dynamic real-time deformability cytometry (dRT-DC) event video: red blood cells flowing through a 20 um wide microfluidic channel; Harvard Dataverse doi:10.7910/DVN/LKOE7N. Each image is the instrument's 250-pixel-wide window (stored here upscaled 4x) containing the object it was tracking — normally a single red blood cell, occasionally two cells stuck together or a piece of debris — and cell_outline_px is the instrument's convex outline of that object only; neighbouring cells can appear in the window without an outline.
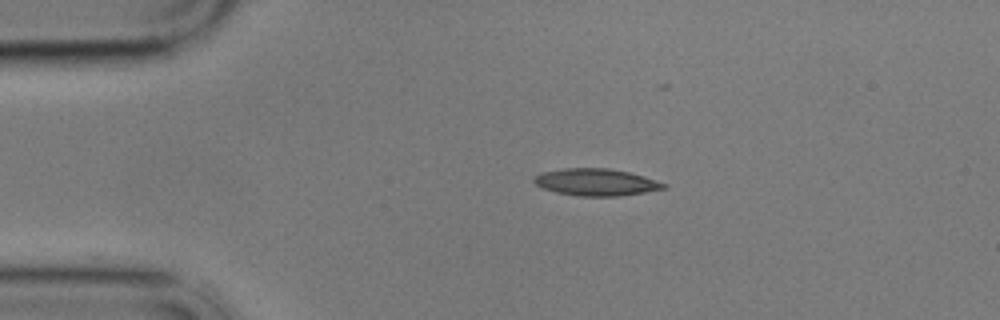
{"species": "common noctule bat (a hibernating species)", "species_latin": "Nyctalus noctula", "temperature_condition": "cold", "stored_images_in_passage": 46, "camera_frame_rate_fps": 3000, "um_per_image_px": 0.085, "animal": {"sex": "male", "body_mass_g": 17.9}, "frame": {"image": 1, "passage_image": 1, "time_ms": 0.0, "image_size_px": [1000, 320], "cell_outline_px": [[668, 188], [644, 192], [616, 196], [576, 196], [556, 192], [544, 188], [536, 184], [532, 180], [532, 176], [540, 172], [564, 168], [608, 168], [628, 172], [644, 176], [668, 184]], "centroid_in_image_um": [50.65, 15.48], "position_along_channel_um": 34.4, "area_um2": 20.52}}
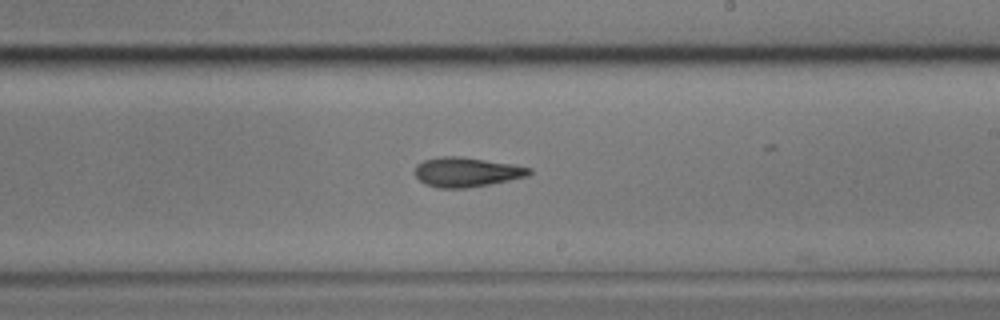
{"frame": {"image": 2, "passage_image": 23, "time_ms": 7.333, "image_size_px": [1000, 320], "cell_outline_px": [[532, 172], [528, 176], [488, 184], [464, 188], [440, 188], [424, 184], [416, 176], [416, 164], [424, 160], [440, 156], [456, 156], [516, 164], [532, 168]], "centroid_in_image_um": [39.67, 14.62], "position_along_channel_um": 249.3, "area_um2": 19.59}}
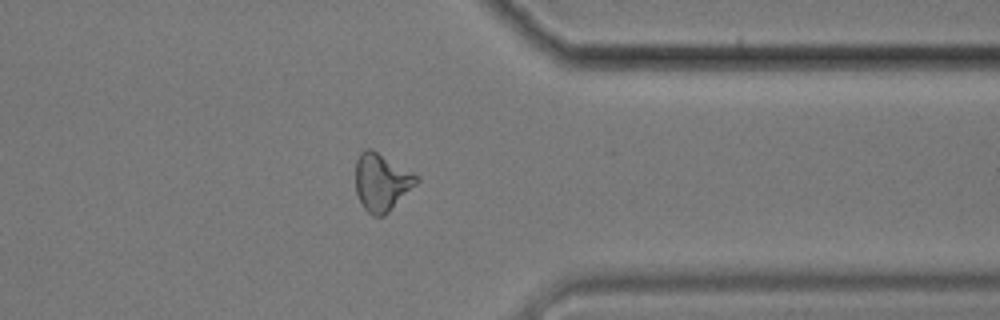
{"frame": {"image": 3, "passage_image": 35, "time_ms": 11.333, "image_size_px": [1000, 320], "cell_outline_px": [[420, 180], [384, 216], [372, 216], [360, 204], [356, 192], [356, 160], [360, 152], [364, 148], [372, 148], [420, 176]], "centroid_in_image_um": [32.42, 15.46], "position_along_channel_um": 379.0, "area_um2": 20.58}, "authors_computed_cell_mechanics": {"area_um2": 20.1144, "velocity_mm_per_s": 3.4289, "shape_relaxation_time_tau1_ms": 3.9013, "shape_relaxation_time_tau2_ms": 4.744, "deformation_change_tau1": 0.1364, "deformation_change_tau2": 0.139}}